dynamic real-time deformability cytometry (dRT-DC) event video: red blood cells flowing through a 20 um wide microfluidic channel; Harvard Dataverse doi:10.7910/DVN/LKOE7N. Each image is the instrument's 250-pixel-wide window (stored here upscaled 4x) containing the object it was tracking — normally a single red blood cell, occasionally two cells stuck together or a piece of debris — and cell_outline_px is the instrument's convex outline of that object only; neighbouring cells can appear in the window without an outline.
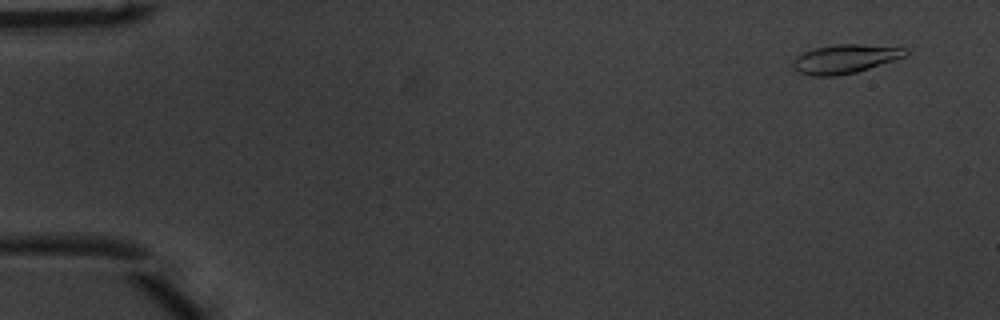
{"species": "common noctule bat (a hibernating species)", "species_latin": "Nyctalus noctula", "temperature_condition": "warm", "stored_images_in_passage": 48, "camera_frame_rate_fps": 3000, "um_per_image_px": 0.085, "animal": {"sex": "male", "body_mass_g": 20.1, "forearm_length_mm": 53.5}, "frame": {"image": 1, "passage_image": 2, "time_ms": 0.333, "image_size_px": [1000, 320], "cell_outline_px": [[908, 52], [904, 56], [856, 72], [836, 76], [812, 76], [800, 72], [792, 68], [792, 60], [796, 56], [804, 52], [816, 48], [836, 44], [860, 44], [908, 48]], "centroid_in_image_um": [71.78, 5.0], "position_along_channel_um": 13.2, "area_um2": 18.73}}
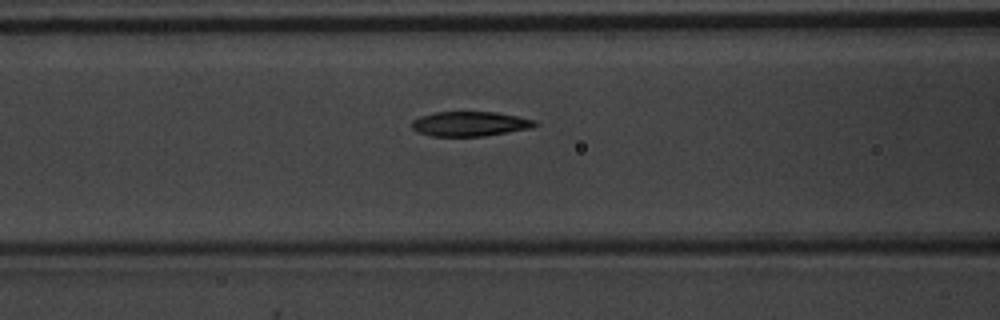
{"frame": {"image": 2, "passage_image": 20, "time_ms": 6.333, "image_size_px": [1000, 320], "cell_outline_px": [[540, 124], [532, 128], [484, 136], [432, 136], [416, 132], [412, 128], [412, 120], [420, 116], [436, 112], [496, 112], [536, 120]], "centroid_in_image_um": [39.95, 10.53], "position_along_channel_um": 126.6, "area_um2": 17.8}}
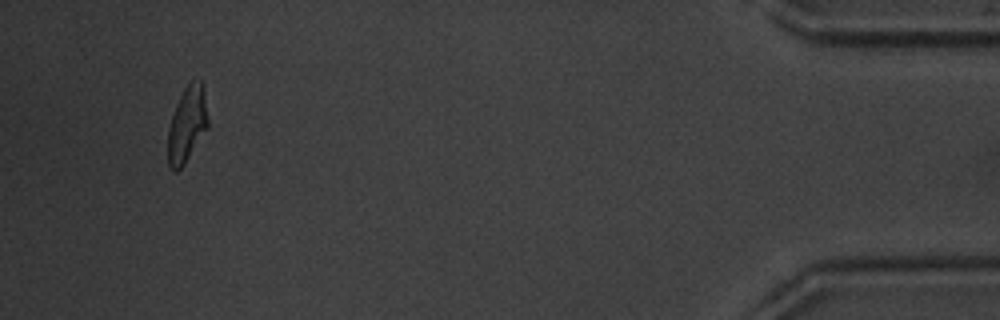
{"frame": {"image": 3, "passage_image": 47, "time_ms": 15.333, "image_size_px": [1000, 320], "cell_outline_px": [[208, 128], [184, 164], [176, 172], [172, 172], [168, 168], [168, 128], [176, 104], [184, 88], [192, 80], [200, 76], [204, 84], [208, 120]], "centroid_in_image_um": [15.91, 10.54], "position_along_channel_um": 419.3, "area_um2": 18.03}}